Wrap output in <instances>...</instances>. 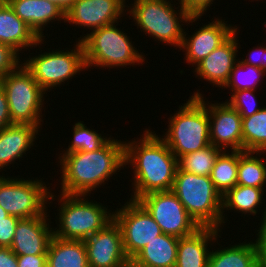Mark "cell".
I'll return each instance as SVG.
<instances>
[{
	"label": "cell",
	"instance_id": "34",
	"mask_svg": "<svg viewBox=\"0 0 266 267\" xmlns=\"http://www.w3.org/2000/svg\"><path fill=\"white\" fill-rule=\"evenodd\" d=\"M11 46L0 43V76L4 77L10 72H14L21 64L20 57Z\"/></svg>",
	"mask_w": 266,
	"mask_h": 267
},
{
	"label": "cell",
	"instance_id": "36",
	"mask_svg": "<svg viewBox=\"0 0 266 267\" xmlns=\"http://www.w3.org/2000/svg\"><path fill=\"white\" fill-rule=\"evenodd\" d=\"M180 6L191 16H203L214 0H178Z\"/></svg>",
	"mask_w": 266,
	"mask_h": 267
},
{
	"label": "cell",
	"instance_id": "26",
	"mask_svg": "<svg viewBox=\"0 0 266 267\" xmlns=\"http://www.w3.org/2000/svg\"><path fill=\"white\" fill-rule=\"evenodd\" d=\"M263 188L235 185L222 196V224H225V210H236L245 215H256L262 206ZM258 208V209H257ZM224 210V211H223ZM250 213V214H249ZM224 214V215H223Z\"/></svg>",
	"mask_w": 266,
	"mask_h": 267
},
{
	"label": "cell",
	"instance_id": "6",
	"mask_svg": "<svg viewBox=\"0 0 266 267\" xmlns=\"http://www.w3.org/2000/svg\"><path fill=\"white\" fill-rule=\"evenodd\" d=\"M116 26L112 23L82 36L86 70L93 65L110 69L139 65L145 61V55L138 52L128 35Z\"/></svg>",
	"mask_w": 266,
	"mask_h": 267
},
{
	"label": "cell",
	"instance_id": "9",
	"mask_svg": "<svg viewBox=\"0 0 266 267\" xmlns=\"http://www.w3.org/2000/svg\"><path fill=\"white\" fill-rule=\"evenodd\" d=\"M11 178L0 175V206L20 219L47 215L45 204L56 200V195L48 189L50 186L46 187L43 179Z\"/></svg>",
	"mask_w": 266,
	"mask_h": 267
},
{
	"label": "cell",
	"instance_id": "17",
	"mask_svg": "<svg viewBox=\"0 0 266 267\" xmlns=\"http://www.w3.org/2000/svg\"><path fill=\"white\" fill-rule=\"evenodd\" d=\"M238 30L236 29L223 44L195 66V75L223 89L239 60V58L236 59L237 49L240 47L237 43Z\"/></svg>",
	"mask_w": 266,
	"mask_h": 267
},
{
	"label": "cell",
	"instance_id": "43",
	"mask_svg": "<svg viewBox=\"0 0 266 267\" xmlns=\"http://www.w3.org/2000/svg\"><path fill=\"white\" fill-rule=\"evenodd\" d=\"M9 214L0 206V220H4Z\"/></svg>",
	"mask_w": 266,
	"mask_h": 267
},
{
	"label": "cell",
	"instance_id": "19",
	"mask_svg": "<svg viewBox=\"0 0 266 267\" xmlns=\"http://www.w3.org/2000/svg\"><path fill=\"white\" fill-rule=\"evenodd\" d=\"M219 232V233H218ZM221 229L200 227L178 241L175 267H208L209 243L218 239Z\"/></svg>",
	"mask_w": 266,
	"mask_h": 267
},
{
	"label": "cell",
	"instance_id": "1",
	"mask_svg": "<svg viewBox=\"0 0 266 267\" xmlns=\"http://www.w3.org/2000/svg\"><path fill=\"white\" fill-rule=\"evenodd\" d=\"M142 135L140 141L124 143L125 167L129 163L134 170V201L151 192L172 190L178 167V159L160 136L150 129Z\"/></svg>",
	"mask_w": 266,
	"mask_h": 267
},
{
	"label": "cell",
	"instance_id": "2",
	"mask_svg": "<svg viewBox=\"0 0 266 267\" xmlns=\"http://www.w3.org/2000/svg\"><path fill=\"white\" fill-rule=\"evenodd\" d=\"M125 142L110 138L97 150L64 154L59 162L62 170L60 193L88 195L102 183L104 185L125 166Z\"/></svg>",
	"mask_w": 266,
	"mask_h": 267
},
{
	"label": "cell",
	"instance_id": "18",
	"mask_svg": "<svg viewBox=\"0 0 266 267\" xmlns=\"http://www.w3.org/2000/svg\"><path fill=\"white\" fill-rule=\"evenodd\" d=\"M49 214L20 219L17 223L10 249L16 255L47 254L53 237V228L47 223Z\"/></svg>",
	"mask_w": 266,
	"mask_h": 267
},
{
	"label": "cell",
	"instance_id": "37",
	"mask_svg": "<svg viewBox=\"0 0 266 267\" xmlns=\"http://www.w3.org/2000/svg\"><path fill=\"white\" fill-rule=\"evenodd\" d=\"M266 206V205H265ZM263 220L257 230V239L254 242L261 262H266V207L264 208Z\"/></svg>",
	"mask_w": 266,
	"mask_h": 267
},
{
	"label": "cell",
	"instance_id": "21",
	"mask_svg": "<svg viewBox=\"0 0 266 267\" xmlns=\"http://www.w3.org/2000/svg\"><path fill=\"white\" fill-rule=\"evenodd\" d=\"M15 14L43 39V29L50 22L64 20L65 13L54 3L47 0H5ZM60 19V20H59ZM53 20V21H52Z\"/></svg>",
	"mask_w": 266,
	"mask_h": 267
},
{
	"label": "cell",
	"instance_id": "44",
	"mask_svg": "<svg viewBox=\"0 0 266 267\" xmlns=\"http://www.w3.org/2000/svg\"><path fill=\"white\" fill-rule=\"evenodd\" d=\"M257 267H266V262H260V264Z\"/></svg>",
	"mask_w": 266,
	"mask_h": 267
},
{
	"label": "cell",
	"instance_id": "16",
	"mask_svg": "<svg viewBox=\"0 0 266 267\" xmlns=\"http://www.w3.org/2000/svg\"><path fill=\"white\" fill-rule=\"evenodd\" d=\"M215 20L204 26L202 25L190 37H186L187 33L184 32L180 50L184 49L185 60L192 66L200 63L237 29V26L228 25L222 19L215 18Z\"/></svg>",
	"mask_w": 266,
	"mask_h": 267
},
{
	"label": "cell",
	"instance_id": "22",
	"mask_svg": "<svg viewBox=\"0 0 266 267\" xmlns=\"http://www.w3.org/2000/svg\"><path fill=\"white\" fill-rule=\"evenodd\" d=\"M39 129L34 125L13 124L0 130V169L21 159L31 149Z\"/></svg>",
	"mask_w": 266,
	"mask_h": 267
},
{
	"label": "cell",
	"instance_id": "28",
	"mask_svg": "<svg viewBox=\"0 0 266 267\" xmlns=\"http://www.w3.org/2000/svg\"><path fill=\"white\" fill-rule=\"evenodd\" d=\"M228 150L218 155L210 174L211 181L222 196L237 185L239 151L229 153Z\"/></svg>",
	"mask_w": 266,
	"mask_h": 267
},
{
	"label": "cell",
	"instance_id": "29",
	"mask_svg": "<svg viewBox=\"0 0 266 267\" xmlns=\"http://www.w3.org/2000/svg\"><path fill=\"white\" fill-rule=\"evenodd\" d=\"M243 151L266 153V107L242 117Z\"/></svg>",
	"mask_w": 266,
	"mask_h": 267
},
{
	"label": "cell",
	"instance_id": "10",
	"mask_svg": "<svg viewBox=\"0 0 266 267\" xmlns=\"http://www.w3.org/2000/svg\"><path fill=\"white\" fill-rule=\"evenodd\" d=\"M76 42L71 51H45L38 56H29L26 63H22L45 92L86 69L83 44L79 39Z\"/></svg>",
	"mask_w": 266,
	"mask_h": 267
},
{
	"label": "cell",
	"instance_id": "32",
	"mask_svg": "<svg viewBox=\"0 0 266 267\" xmlns=\"http://www.w3.org/2000/svg\"><path fill=\"white\" fill-rule=\"evenodd\" d=\"M243 70H246L244 75H246V79L243 80V76L240 73H243ZM249 74V75H248ZM266 74L261 68L253 67L248 64H243L240 61L234 66L232 72L230 73L229 79L223 88L227 87L231 89L232 92L239 91V90H255L256 85L261 81L260 78H263ZM249 76V77H248ZM243 77V78H240ZM240 79V80H239ZM243 80V81H242ZM231 87V88H230Z\"/></svg>",
	"mask_w": 266,
	"mask_h": 267
},
{
	"label": "cell",
	"instance_id": "5",
	"mask_svg": "<svg viewBox=\"0 0 266 267\" xmlns=\"http://www.w3.org/2000/svg\"><path fill=\"white\" fill-rule=\"evenodd\" d=\"M172 191L200 227L222 228V195L210 176H198L177 167Z\"/></svg>",
	"mask_w": 266,
	"mask_h": 267
},
{
	"label": "cell",
	"instance_id": "45",
	"mask_svg": "<svg viewBox=\"0 0 266 267\" xmlns=\"http://www.w3.org/2000/svg\"><path fill=\"white\" fill-rule=\"evenodd\" d=\"M2 79L3 77L0 76V90L2 89Z\"/></svg>",
	"mask_w": 266,
	"mask_h": 267
},
{
	"label": "cell",
	"instance_id": "40",
	"mask_svg": "<svg viewBox=\"0 0 266 267\" xmlns=\"http://www.w3.org/2000/svg\"><path fill=\"white\" fill-rule=\"evenodd\" d=\"M13 125L9 113L8 102L6 94L3 89L0 90V130L3 128Z\"/></svg>",
	"mask_w": 266,
	"mask_h": 267
},
{
	"label": "cell",
	"instance_id": "4",
	"mask_svg": "<svg viewBox=\"0 0 266 267\" xmlns=\"http://www.w3.org/2000/svg\"><path fill=\"white\" fill-rule=\"evenodd\" d=\"M171 3L169 0H134L127 12L145 35L180 48L185 31L182 26L202 16H191L182 6L178 11L174 10L177 8Z\"/></svg>",
	"mask_w": 266,
	"mask_h": 267
},
{
	"label": "cell",
	"instance_id": "12",
	"mask_svg": "<svg viewBox=\"0 0 266 267\" xmlns=\"http://www.w3.org/2000/svg\"><path fill=\"white\" fill-rule=\"evenodd\" d=\"M116 210L113 211V219L121 229L123 248L129 260L148 242L163 234L156 221L138 201L129 199V202Z\"/></svg>",
	"mask_w": 266,
	"mask_h": 267
},
{
	"label": "cell",
	"instance_id": "15",
	"mask_svg": "<svg viewBox=\"0 0 266 267\" xmlns=\"http://www.w3.org/2000/svg\"><path fill=\"white\" fill-rule=\"evenodd\" d=\"M126 0H77L65 13V22L91 31L118 23L126 12ZM125 11V12H124Z\"/></svg>",
	"mask_w": 266,
	"mask_h": 267
},
{
	"label": "cell",
	"instance_id": "8",
	"mask_svg": "<svg viewBox=\"0 0 266 267\" xmlns=\"http://www.w3.org/2000/svg\"><path fill=\"white\" fill-rule=\"evenodd\" d=\"M12 124L42 125V108L46 93L32 74L21 65L2 79Z\"/></svg>",
	"mask_w": 266,
	"mask_h": 267
},
{
	"label": "cell",
	"instance_id": "41",
	"mask_svg": "<svg viewBox=\"0 0 266 267\" xmlns=\"http://www.w3.org/2000/svg\"><path fill=\"white\" fill-rule=\"evenodd\" d=\"M0 267H18L17 255L10 248L0 247Z\"/></svg>",
	"mask_w": 266,
	"mask_h": 267
},
{
	"label": "cell",
	"instance_id": "20",
	"mask_svg": "<svg viewBox=\"0 0 266 267\" xmlns=\"http://www.w3.org/2000/svg\"><path fill=\"white\" fill-rule=\"evenodd\" d=\"M43 42L44 39L22 21L5 0L0 2V43L11 46L19 53L23 48L32 49L37 45L41 46Z\"/></svg>",
	"mask_w": 266,
	"mask_h": 267
},
{
	"label": "cell",
	"instance_id": "25",
	"mask_svg": "<svg viewBox=\"0 0 266 267\" xmlns=\"http://www.w3.org/2000/svg\"><path fill=\"white\" fill-rule=\"evenodd\" d=\"M214 250H210L208 267H257L261 262L252 241Z\"/></svg>",
	"mask_w": 266,
	"mask_h": 267
},
{
	"label": "cell",
	"instance_id": "31",
	"mask_svg": "<svg viewBox=\"0 0 266 267\" xmlns=\"http://www.w3.org/2000/svg\"><path fill=\"white\" fill-rule=\"evenodd\" d=\"M73 126V139L68 145L67 150H63V154L60 153V159L64 154H69L77 151H94L101 148L109 139L102 137V134H98L94 129H89L85 126L84 122L74 123Z\"/></svg>",
	"mask_w": 266,
	"mask_h": 267
},
{
	"label": "cell",
	"instance_id": "7",
	"mask_svg": "<svg viewBox=\"0 0 266 267\" xmlns=\"http://www.w3.org/2000/svg\"><path fill=\"white\" fill-rule=\"evenodd\" d=\"M83 194H60L58 226L53 236L61 239L85 240L113 220V212L101 203L89 202ZM57 229V230H56Z\"/></svg>",
	"mask_w": 266,
	"mask_h": 267
},
{
	"label": "cell",
	"instance_id": "13",
	"mask_svg": "<svg viewBox=\"0 0 266 267\" xmlns=\"http://www.w3.org/2000/svg\"><path fill=\"white\" fill-rule=\"evenodd\" d=\"M89 267H130L123 248L122 233L113 219L102 230L84 240Z\"/></svg>",
	"mask_w": 266,
	"mask_h": 267
},
{
	"label": "cell",
	"instance_id": "23",
	"mask_svg": "<svg viewBox=\"0 0 266 267\" xmlns=\"http://www.w3.org/2000/svg\"><path fill=\"white\" fill-rule=\"evenodd\" d=\"M178 241L164 233L155 237L130 260V267H175Z\"/></svg>",
	"mask_w": 266,
	"mask_h": 267
},
{
	"label": "cell",
	"instance_id": "11",
	"mask_svg": "<svg viewBox=\"0 0 266 267\" xmlns=\"http://www.w3.org/2000/svg\"><path fill=\"white\" fill-rule=\"evenodd\" d=\"M137 201L149 212L164 234L181 238L200 228L172 190L151 192Z\"/></svg>",
	"mask_w": 266,
	"mask_h": 267
},
{
	"label": "cell",
	"instance_id": "38",
	"mask_svg": "<svg viewBox=\"0 0 266 267\" xmlns=\"http://www.w3.org/2000/svg\"><path fill=\"white\" fill-rule=\"evenodd\" d=\"M253 51H249L250 54L248 53V55H246L248 57L246 59H242L240 62L243 64L251 65L253 67L261 68L263 71L266 72V46L263 47V45H259ZM256 52L259 53L257 55L258 57L261 55L260 59L256 56ZM255 57H257V59Z\"/></svg>",
	"mask_w": 266,
	"mask_h": 267
},
{
	"label": "cell",
	"instance_id": "42",
	"mask_svg": "<svg viewBox=\"0 0 266 267\" xmlns=\"http://www.w3.org/2000/svg\"><path fill=\"white\" fill-rule=\"evenodd\" d=\"M56 4L64 13H66L77 0H47Z\"/></svg>",
	"mask_w": 266,
	"mask_h": 267
},
{
	"label": "cell",
	"instance_id": "33",
	"mask_svg": "<svg viewBox=\"0 0 266 267\" xmlns=\"http://www.w3.org/2000/svg\"><path fill=\"white\" fill-rule=\"evenodd\" d=\"M254 92L255 90L235 91L231 93L232 95L229 101L227 100L226 102L229 103L242 117H249L263 108H258Z\"/></svg>",
	"mask_w": 266,
	"mask_h": 267
},
{
	"label": "cell",
	"instance_id": "35",
	"mask_svg": "<svg viewBox=\"0 0 266 267\" xmlns=\"http://www.w3.org/2000/svg\"><path fill=\"white\" fill-rule=\"evenodd\" d=\"M20 218L9 215L0 220V247L10 248Z\"/></svg>",
	"mask_w": 266,
	"mask_h": 267
},
{
	"label": "cell",
	"instance_id": "3",
	"mask_svg": "<svg viewBox=\"0 0 266 267\" xmlns=\"http://www.w3.org/2000/svg\"><path fill=\"white\" fill-rule=\"evenodd\" d=\"M206 102L200 92H193L188 101L179 106V111L170 116L168 131L161 139L177 159L211 144Z\"/></svg>",
	"mask_w": 266,
	"mask_h": 267
},
{
	"label": "cell",
	"instance_id": "30",
	"mask_svg": "<svg viewBox=\"0 0 266 267\" xmlns=\"http://www.w3.org/2000/svg\"><path fill=\"white\" fill-rule=\"evenodd\" d=\"M222 151L220 148L210 144L201 150L180 157L178 159V167L185 172L198 176H210L215 161Z\"/></svg>",
	"mask_w": 266,
	"mask_h": 267
},
{
	"label": "cell",
	"instance_id": "27",
	"mask_svg": "<svg viewBox=\"0 0 266 267\" xmlns=\"http://www.w3.org/2000/svg\"><path fill=\"white\" fill-rule=\"evenodd\" d=\"M262 154V152L239 151L237 185L264 189L266 184V163L264 158L260 157Z\"/></svg>",
	"mask_w": 266,
	"mask_h": 267
},
{
	"label": "cell",
	"instance_id": "39",
	"mask_svg": "<svg viewBox=\"0 0 266 267\" xmlns=\"http://www.w3.org/2000/svg\"><path fill=\"white\" fill-rule=\"evenodd\" d=\"M47 254L17 255L18 267H47Z\"/></svg>",
	"mask_w": 266,
	"mask_h": 267
},
{
	"label": "cell",
	"instance_id": "14",
	"mask_svg": "<svg viewBox=\"0 0 266 267\" xmlns=\"http://www.w3.org/2000/svg\"><path fill=\"white\" fill-rule=\"evenodd\" d=\"M206 105L211 144L223 151H243L242 116L227 102Z\"/></svg>",
	"mask_w": 266,
	"mask_h": 267
},
{
	"label": "cell",
	"instance_id": "24",
	"mask_svg": "<svg viewBox=\"0 0 266 267\" xmlns=\"http://www.w3.org/2000/svg\"><path fill=\"white\" fill-rule=\"evenodd\" d=\"M47 267H89L84 240L53 236L47 251Z\"/></svg>",
	"mask_w": 266,
	"mask_h": 267
}]
</instances>
